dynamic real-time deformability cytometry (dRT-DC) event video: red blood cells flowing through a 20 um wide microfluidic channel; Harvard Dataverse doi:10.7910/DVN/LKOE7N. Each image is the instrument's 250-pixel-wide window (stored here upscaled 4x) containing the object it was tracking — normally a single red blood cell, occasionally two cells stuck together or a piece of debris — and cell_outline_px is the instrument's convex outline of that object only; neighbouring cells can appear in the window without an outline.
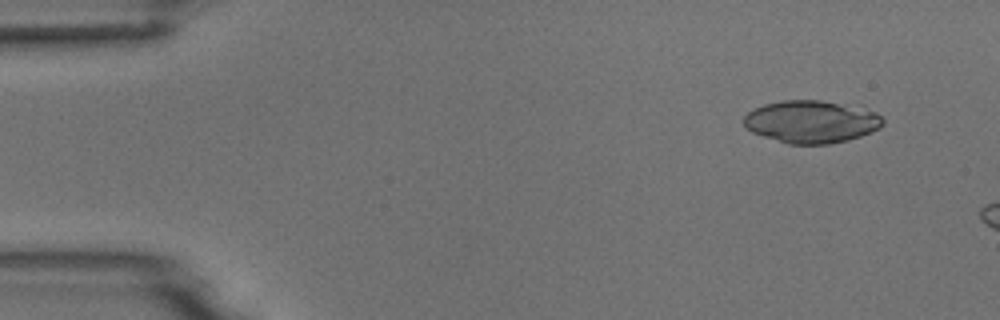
{"species": "common noctule bat (a hibernating species)", "species_latin": "Nyctalus noctula", "temperature_condition": "room temperature", "stored_images_in_passage": 3, "camera_frame_rate_fps": 3000, "um_per_image_px": 0.085, "animal": {"sex": "male", "body_mass_g": 18.8}, "frame": {"image": 1, "passage_image": 1, "time_ms": 0.0, "image_size_px": [1000, 320], "cell_outline_px": [[884, 124], [880, 128], [872, 132], [848, 140], [828, 144], [788, 144], [752, 132], [744, 128], [744, 116], [748, 112], [764, 104], [780, 100], [820, 100], [876, 112], [884, 120]], "centroid_in_image_um": [68.94, 10.36], "position_along_channel_um": 16.1, "area_um2": 34.22}}